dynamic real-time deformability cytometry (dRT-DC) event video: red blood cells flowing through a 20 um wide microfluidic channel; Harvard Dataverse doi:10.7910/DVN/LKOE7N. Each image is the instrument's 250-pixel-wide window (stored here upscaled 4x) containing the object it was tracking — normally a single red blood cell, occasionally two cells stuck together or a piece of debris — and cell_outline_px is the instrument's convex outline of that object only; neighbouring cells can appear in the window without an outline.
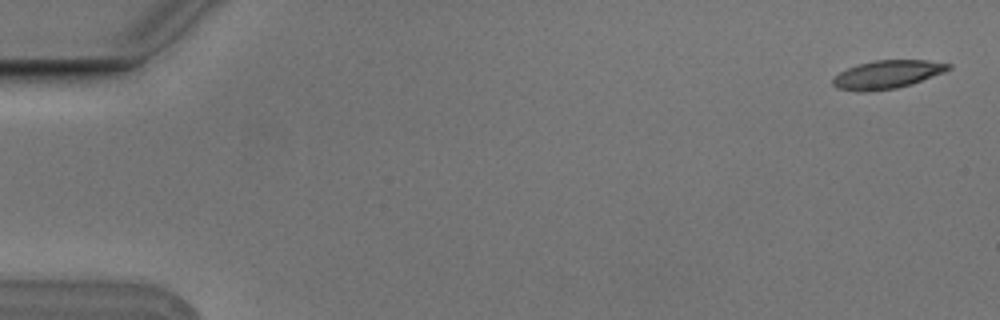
{"species": "Egyptian fruit bat (a non-hibernating species)", "species_latin": "Rousettus aegyptiacus", "temperature_condition": "cold", "stored_images_in_passage": 6, "camera_frame_rate_fps": 3000, "um_per_image_px": 0.085, "animal": {"sex": "male"}, "frame": {"image": 1, "passage_image": 1, "time_ms": 0.0, "image_size_px": [1000, 320], "cell_outline_px": [[952, 68], [944, 72], [912, 84], [896, 88], [868, 92], [860, 92], [836, 88], [832, 84], [832, 80], [840, 72], [856, 64], [876, 60], [928, 60], [952, 64]], "centroid_in_image_um": [75.42, 6.33], "position_along_channel_um": 9.6, "area_um2": 19.13}}
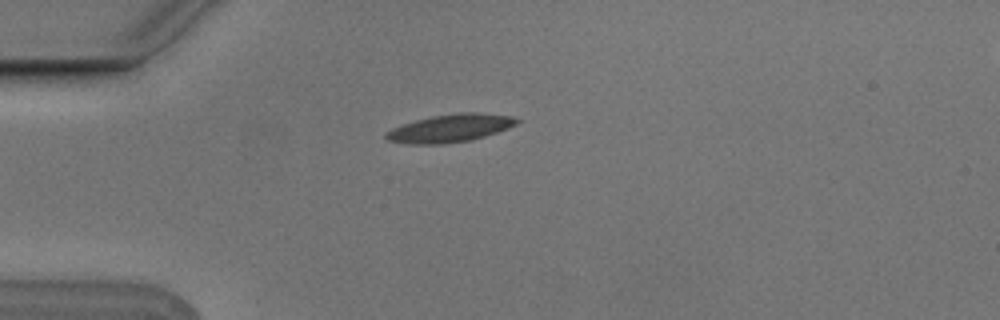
{"frame": {"image": 2, "passage_image": 4, "time_ms": 1.0, "image_size_px": [1000, 320], "cell_outline_px": [[520, 120], [516, 124], [508, 128], [472, 140], [444, 144], [408, 144], [384, 140], [384, 132], [392, 128], [416, 120], [432, 116], [460, 112], [476, 112], [512, 116]], "centroid_in_image_um": [38.22, 10.9], "position_along_channel_um": 46.8, "area_um2": 21.33}}